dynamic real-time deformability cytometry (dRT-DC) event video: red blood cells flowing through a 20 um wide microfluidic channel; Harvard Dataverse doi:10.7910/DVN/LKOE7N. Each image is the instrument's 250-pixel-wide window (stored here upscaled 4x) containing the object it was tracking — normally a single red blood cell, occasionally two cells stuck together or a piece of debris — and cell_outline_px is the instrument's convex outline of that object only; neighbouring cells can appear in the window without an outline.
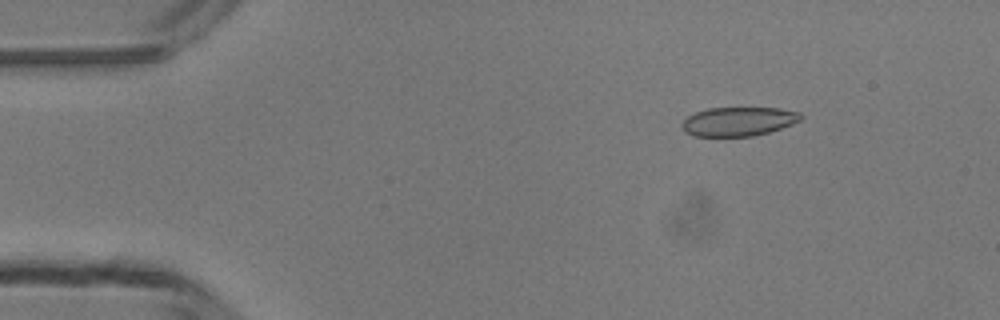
{"species": "common noctule bat (a hibernating species)", "species_latin": "Nyctalus noctula", "temperature_condition": "room temperature", "stored_images_in_passage": 4, "camera_frame_rate_fps": 3000, "um_per_image_px": 0.085, "animal": {"sex": "male", "body_mass_g": 13.3}, "frame": {"image": 1, "passage_image": 2, "time_ms": 1.0, "image_size_px": [1000, 320], "cell_outline_px": [[804, 116], [800, 120], [792, 124], [768, 132], [752, 136], [692, 136], [684, 132], [680, 124], [688, 116], [696, 112], [708, 108], [780, 108], [800, 112]], "centroid_in_image_um": [62.75, 10.32], "position_along_channel_um": 22.2, "area_um2": 20.11}}
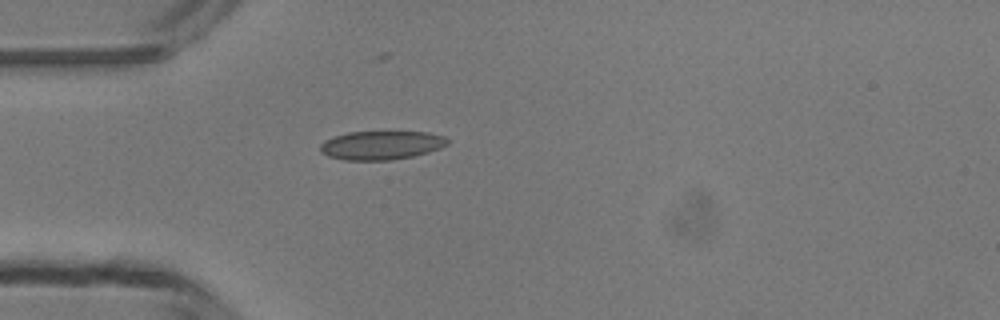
{"frame": {"image": 2, "passage_image": 4, "time_ms": 3.333, "image_size_px": [1000, 320], "cell_outline_px": [[448, 144], [440, 148], [428, 152], [412, 156], [392, 160], [344, 160], [328, 156], [320, 152], [320, 144], [324, 140], [348, 132], [428, 132], [444, 136], [448, 140]], "centroid_in_image_um": [32.4, 12.35], "position_along_channel_um": 52.6, "area_um2": 21.27}}